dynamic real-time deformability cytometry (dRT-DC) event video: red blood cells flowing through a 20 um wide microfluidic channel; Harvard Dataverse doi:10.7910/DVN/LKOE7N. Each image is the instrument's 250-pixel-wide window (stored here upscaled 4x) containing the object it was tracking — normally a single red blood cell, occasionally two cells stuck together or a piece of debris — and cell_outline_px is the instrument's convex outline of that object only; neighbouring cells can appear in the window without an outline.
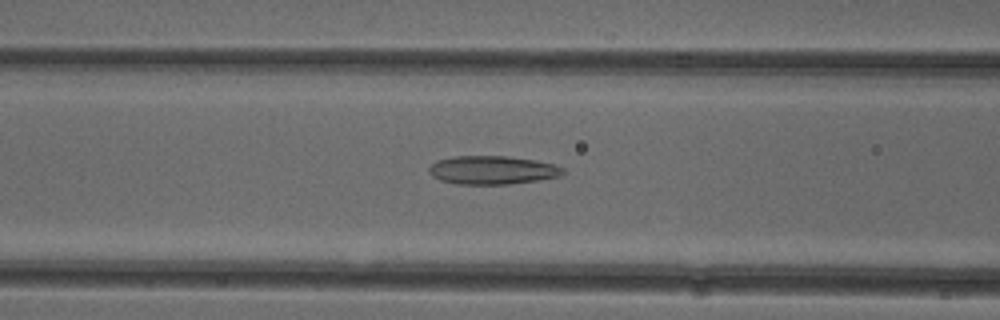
{"species": "common noctule bat (a hibernating species)", "species_latin": "Nyctalus noctula", "temperature_condition": "cold", "stored_images_in_passage": 41, "camera_frame_rate_fps": 3000, "um_per_image_px": 0.085, "animal": {"sex": "female"}, "frame": {"image": 1, "passage_image": 10, "time_ms": 3.0, "image_size_px": [1000, 320], "cell_outline_px": [[564, 172], [560, 176], [540, 180], [508, 184], [456, 184], [440, 180], [432, 176], [428, 172], [428, 168], [436, 160], [452, 156], [508, 156], [536, 160], [556, 164], [564, 168]], "centroid_in_image_um": [41.85, 14.45], "position_along_channel_um": 124.7, "area_um2": 22.48}}
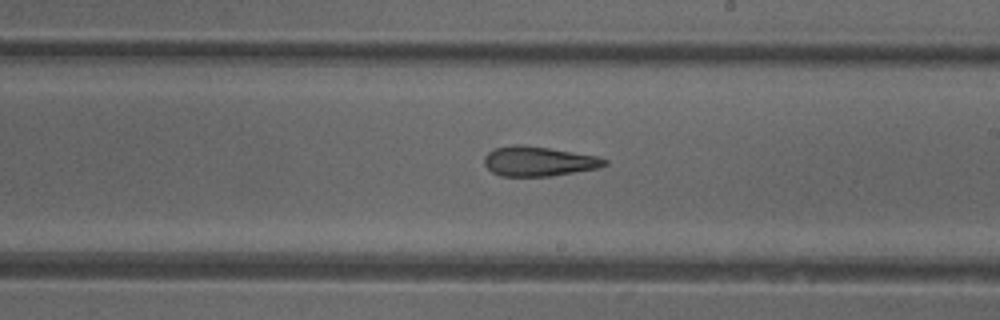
{"frame": {"image": 2, "passage_image": 19, "time_ms": 6.0, "image_size_px": [1000, 320], "cell_outline_px": [[608, 164], [596, 168], [552, 176], [500, 176], [492, 172], [484, 164], [484, 156], [488, 152], [496, 148], [512, 144], [524, 144], [596, 156], [608, 160]], "centroid_in_image_um": [45.74, 13.71], "position_along_channel_um": 243.3, "area_um2": 20.75}}
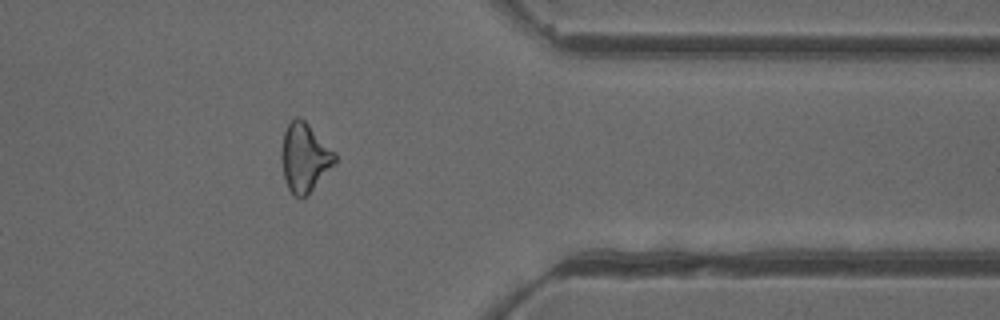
{"frame": {"image": 3, "passage_image": 31, "time_ms": 10.0, "image_size_px": [1000, 320], "cell_outline_px": [[336, 164], [308, 196], [300, 200], [292, 196], [288, 188], [284, 176], [280, 156], [284, 132], [292, 116], [296, 116], [304, 120], [336, 152]], "centroid_in_image_um": [25.9, 13.44], "position_along_channel_um": 385.5, "area_um2": 21.96}, "authors_computed_cell_mechanics": {"area_um2": 21.4438, "velocity_mm_per_s": 3.9479, "shape_relaxation_time_tau1_ms": null, "shape_relaxation_time_tau2_ms": 4.0607, "deformation_change_tau1": null, "deformation_change_tau2": 0.1497}}